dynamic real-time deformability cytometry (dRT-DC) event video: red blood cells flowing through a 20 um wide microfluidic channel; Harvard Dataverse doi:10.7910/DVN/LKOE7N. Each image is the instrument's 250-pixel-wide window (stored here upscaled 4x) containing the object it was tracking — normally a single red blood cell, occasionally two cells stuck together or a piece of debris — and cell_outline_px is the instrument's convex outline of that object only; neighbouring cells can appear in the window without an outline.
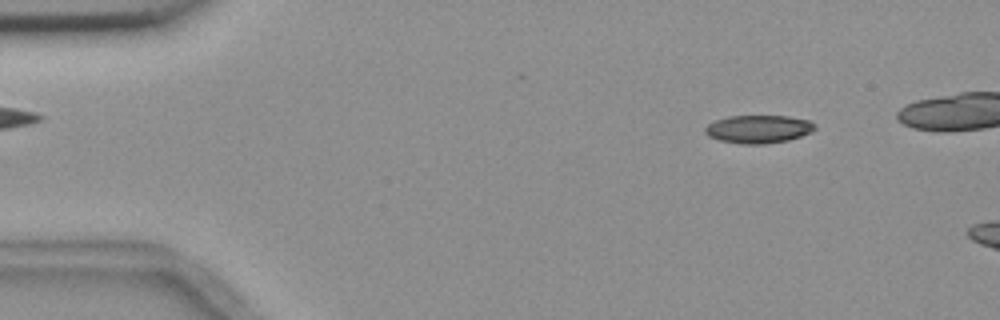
{"species": "common noctule bat (a hibernating species)", "species_latin": "Nyctalus noctula", "temperature_condition": "room temperature", "stored_images_in_passage": 5, "camera_frame_rate_fps": 3000, "um_per_image_px": 0.085, "animal": {"sex": "female", "body_mass_g": 18.4}, "frame": {"image": 1, "passage_image": 2, "time_ms": 1.0, "image_size_px": [1000, 320], "cell_outline_px": [[816, 128], [812, 132], [788, 140], [764, 144], [744, 144], [720, 140], [708, 136], [704, 132], [704, 128], [708, 124], [716, 120], [728, 116], [788, 116], [808, 120], [816, 124]], "centroid_in_image_um": [64.47, 10.97], "position_along_channel_um": 20.5, "area_um2": 17.92}}